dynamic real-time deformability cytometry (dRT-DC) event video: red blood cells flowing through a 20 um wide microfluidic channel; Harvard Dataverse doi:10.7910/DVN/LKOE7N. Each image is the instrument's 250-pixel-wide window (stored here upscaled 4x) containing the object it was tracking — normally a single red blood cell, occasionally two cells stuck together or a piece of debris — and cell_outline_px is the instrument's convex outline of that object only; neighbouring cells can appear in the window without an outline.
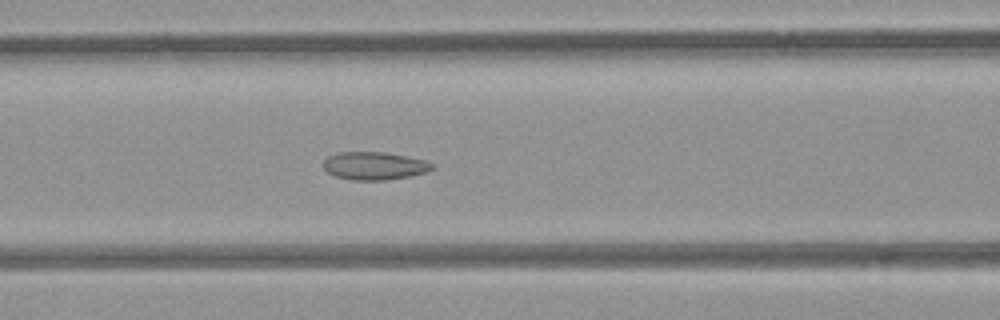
{"species": "common noctule bat (a hibernating species)", "species_latin": "Nyctalus noctula", "temperature_condition": "room temperature", "stored_images_in_passage": 54, "camera_frame_rate_fps": 3000, "um_per_image_px": 0.085, "animal": {"sex": "female", "body_mass_g": 21.9}, "frame": {"image": 1, "passage_image": 22, "time_ms": 7.0, "image_size_px": [1000, 320], "cell_outline_px": [[436, 168], [428, 172], [412, 176], [384, 180], [352, 180], [336, 176], [328, 172], [324, 168], [324, 160], [328, 156], [340, 152], [384, 152], [408, 156], [424, 160], [436, 164]], "centroid_in_image_um": [31.9, 14.09], "position_along_channel_um": 134.7, "area_um2": 17.86}}
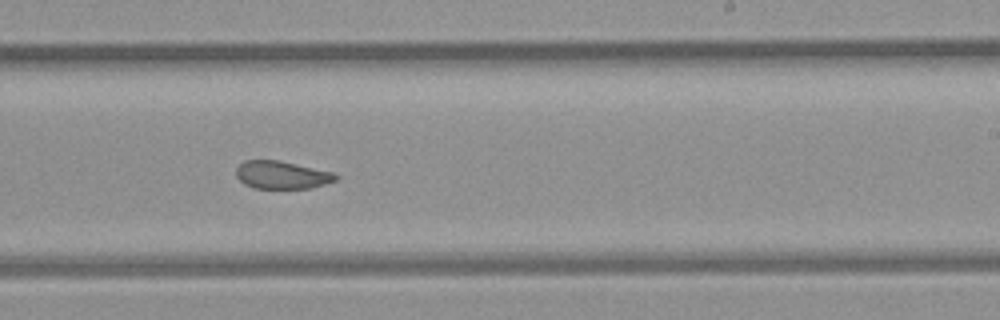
{"frame": {"image": 2, "passage_image": 32, "time_ms": 10.333, "image_size_px": [1000, 320], "cell_outline_px": [[340, 176], [336, 180], [312, 188], [252, 188], [244, 184], [236, 176], [236, 168], [244, 160], [280, 160], [332, 172]], "centroid_in_image_um": [23.94, 14.87], "position_along_channel_um": 265.1, "area_um2": 16.18}}
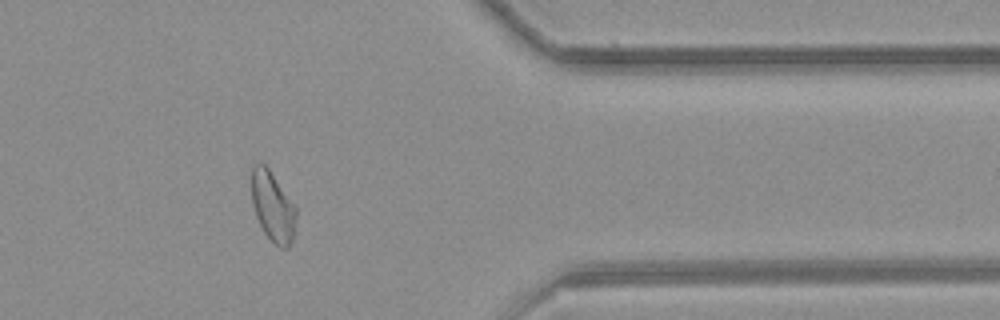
{"frame": {"image": 3, "passage_image": 43, "time_ms": 14.0, "image_size_px": [1000, 320], "cell_outline_px": [[296, 216], [292, 240], [288, 248], [280, 248], [264, 232], [256, 216], [252, 204], [252, 168], [260, 160], [268, 168], [296, 208]], "centroid_in_image_um": [23.17, 17.56], "position_along_channel_um": 388.2, "area_um2": 17.74}, "authors_computed_cell_mechanics": {"area_um2": 19.0451, "velocity_mm_per_s": 3.92, "shape_relaxation_time_tau1_ms": null, "shape_relaxation_time_tau2_ms": 0.8845, "deformation_change_tau1": null, "deformation_change_tau2": 0.0585}}